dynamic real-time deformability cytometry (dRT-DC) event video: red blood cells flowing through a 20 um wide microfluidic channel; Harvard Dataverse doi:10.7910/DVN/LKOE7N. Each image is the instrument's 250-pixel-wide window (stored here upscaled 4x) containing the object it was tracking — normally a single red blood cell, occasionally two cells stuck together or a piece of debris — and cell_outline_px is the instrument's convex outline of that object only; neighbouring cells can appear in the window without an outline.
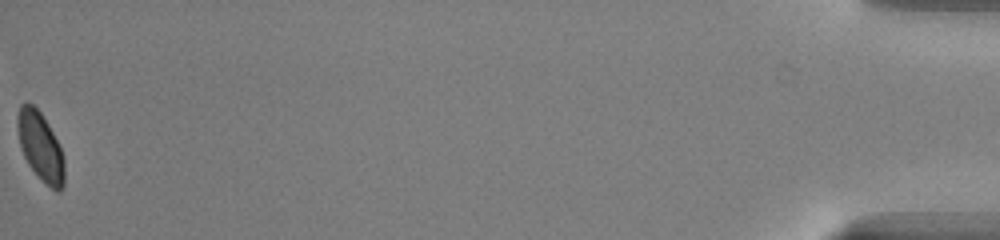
{"species": "common noctule bat (a hibernating species)", "species_latin": "Nyctalus noctula", "temperature_condition": "warm", "stored_images_in_passage": 40, "camera_frame_rate_fps": 3000, "um_per_image_px": 0.085, "animal": {"sex": "male", "body_mass_g": 13.0, "forearm_length_mm": 53.1}, "frame": {"image": 1, "passage_image": 40, "time_ms": 13.0, "image_size_px": [1000, 240], "cell_outline_px": [[64, 184], [60, 192], [56, 192], [28, 164], [20, 148], [16, 124], [16, 120], [20, 104], [32, 104], [40, 112], [48, 124], [60, 148], [64, 160]], "centroid_in_image_um": [3.42, 12.44], "position_along_channel_um": 431.8, "area_um2": 18.38}, "authors_computed_cell_mechanics": {"area_um2": 20.1722, "velocity_mm_per_s": 4.0657, "shape_relaxation_time_tau1_ms": 1.8776, "shape_relaxation_time_tau2_ms": null, "deformation_change_tau1": 0.0676, "deformation_change_tau2": null}}